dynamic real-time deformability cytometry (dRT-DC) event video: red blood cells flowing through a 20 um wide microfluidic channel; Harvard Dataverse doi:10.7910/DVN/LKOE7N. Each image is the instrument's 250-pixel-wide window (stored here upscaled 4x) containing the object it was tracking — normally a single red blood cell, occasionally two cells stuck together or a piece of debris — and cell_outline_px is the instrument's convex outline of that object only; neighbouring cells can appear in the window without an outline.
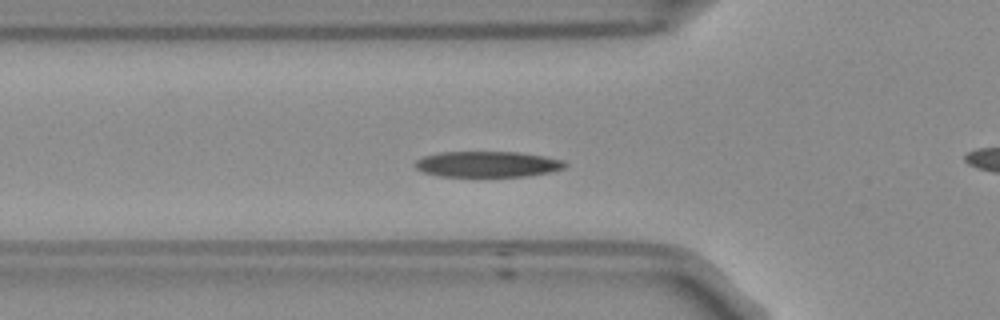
{"species": "Egyptian fruit bat (a non-hibernating species)", "species_latin": "Rousettus aegyptiacus", "temperature_condition": "room temperature", "stored_images_in_passage": 53, "camera_frame_rate_fps": 3000, "um_per_image_px": 0.085, "frame": {"image": 1, "passage_image": 16, "time_ms": 5.0, "image_size_px": [1000, 320], "cell_outline_px": [[568, 164], [564, 168], [548, 172], [524, 176], [440, 176], [424, 172], [416, 168], [412, 164], [416, 160], [424, 156], [440, 152], [516, 152], [544, 156], [564, 160]], "centroid_in_image_um": [41.42, 13.95], "position_along_channel_um": 84.4, "area_um2": 22.43}}
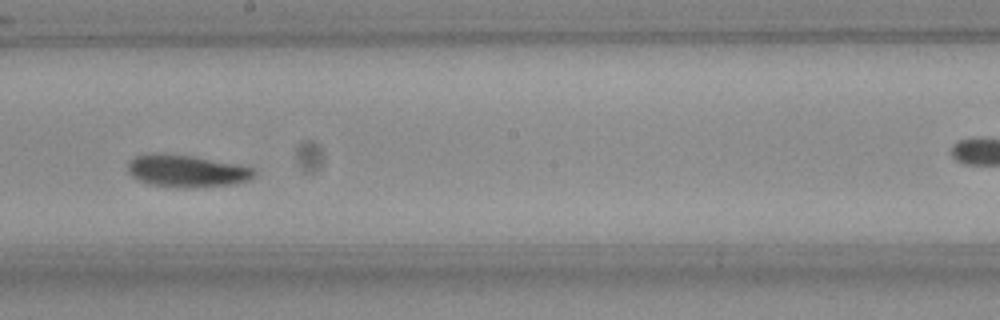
{"frame": {"image": 2, "passage_image": 28, "time_ms": 9.0, "image_size_px": [1000, 320], "cell_outline_px": [[256, 172], [248, 180], [232, 184], [188, 188], [180, 188], [148, 184], [136, 180], [128, 172], [128, 164], [136, 156], [188, 156], [232, 164], [252, 168]], "centroid_in_image_um": [15.85, 14.6], "position_along_channel_um": 232.3, "area_um2": 22.54}}
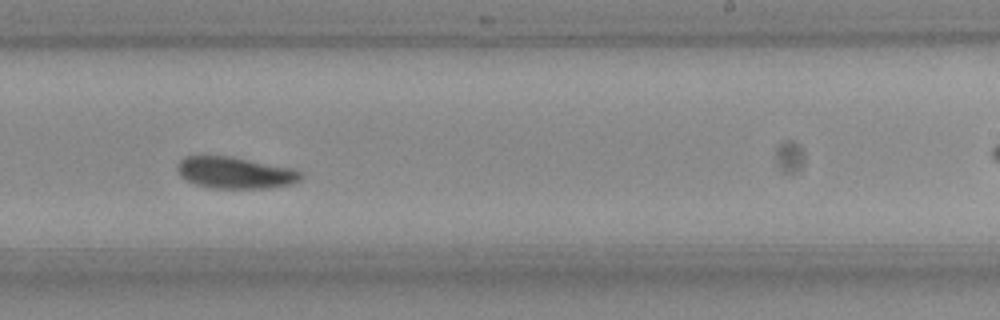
{"frame": {"image": 3, "passage_image": 31, "time_ms": 10.0, "image_size_px": [1000, 320], "cell_outline_px": [[304, 176], [300, 180], [292, 184], [268, 188], [212, 188], [196, 184], [180, 176], [176, 164], [184, 156], [232, 156], [292, 168], [300, 172]], "centroid_in_image_um": [19.99, 14.68], "position_along_channel_um": 269.0, "area_um2": 22.77}, "authors_computed_cell_mechanics": {"area_um2": 22.6576, "velocity_mm_per_s": 3.6921, "shape_relaxation_time_tau1_ms": 2.2997, "shape_relaxation_time_tau2_ms": 2.9816, "deformation_change_tau1": 0.1253, "deformation_change_tau2": 0.0746}}